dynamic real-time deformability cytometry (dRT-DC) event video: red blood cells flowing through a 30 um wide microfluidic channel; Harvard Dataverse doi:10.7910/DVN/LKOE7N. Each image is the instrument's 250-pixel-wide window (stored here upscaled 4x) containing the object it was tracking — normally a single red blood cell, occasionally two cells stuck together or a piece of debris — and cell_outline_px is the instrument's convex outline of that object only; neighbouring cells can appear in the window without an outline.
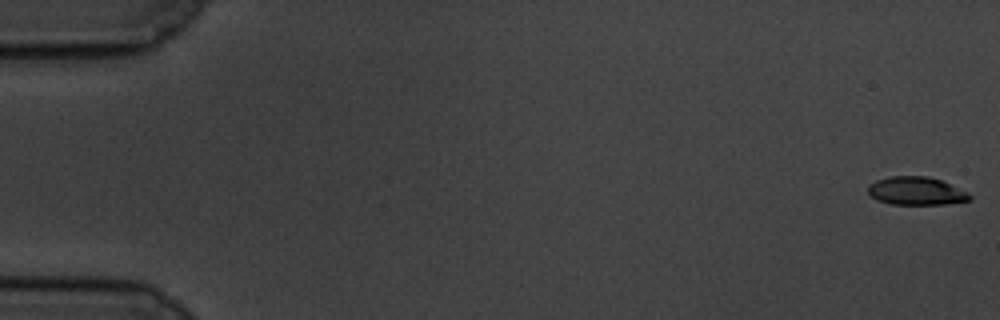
{"species": "common noctule bat (a hibernating species)", "species_latin": "Nyctalus noctula", "temperature_condition": "cold", "stored_images_in_passage": 59, "camera_frame_rate_fps": 3000, "um_per_image_px": 0.085, "animal": {"sex": "male", "body_mass_g": 19.5, "forearm_length_mm": 54.6}, "frame": {"image": 1, "passage_image": 1, "time_ms": 0.0, "image_size_px": [1000, 320], "cell_outline_px": [[972, 200], [944, 204], [892, 204], [876, 200], [868, 192], [868, 184], [876, 180], [892, 176], [928, 176], [940, 180], [968, 192], [972, 196]], "centroid_in_image_um": [77.88, 16.23], "position_along_channel_um": 7.1, "area_um2": 16.65}}
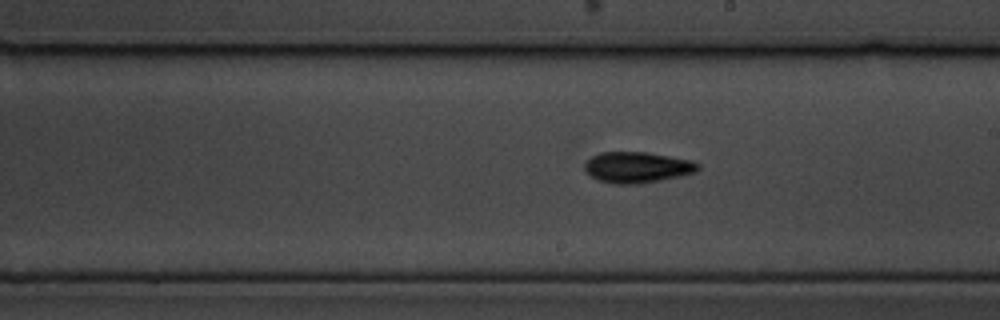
{"frame": {"image": 2, "passage_image": 34, "time_ms": 11.0, "image_size_px": [1000, 320], "cell_outline_px": [[700, 168], [696, 172], [680, 176], [660, 180], [636, 184], [612, 184], [596, 180], [584, 168], [584, 164], [592, 156], [600, 152], [648, 152], [692, 160], [700, 164]], "centroid_in_image_um": [54.18, 14.22], "position_along_channel_um": 234.8, "area_um2": 20.52}}
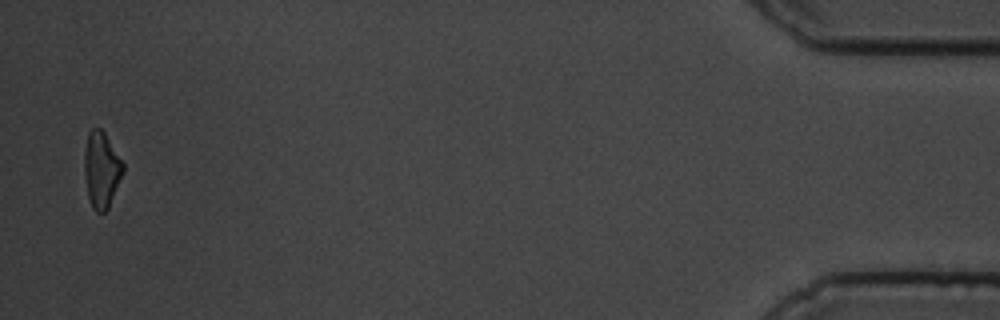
{"frame": {"image": 3, "passage_image": 58, "time_ms": 19.0, "image_size_px": [1000, 320], "cell_outline_px": [[124, 172], [108, 208], [104, 212], [96, 212], [92, 208], [88, 196], [84, 172], [84, 152], [88, 132], [92, 128], [100, 128], [104, 132], [124, 164]], "centroid_in_image_um": [8.62, 14.42], "position_along_channel_um": 426.6, "area_um2": 17.11}, "authors_computed_cell_mechanics": {"area_um2": 18.2648, "velocity_mm_per_s": 3.4454, "shape_relaxation_time_tau1_ms": 3.8073, "shape_relaxation_time_tau2_ms": null, "deformation_change_tau1": 0.1569, "deformation_change_tau2": null}}